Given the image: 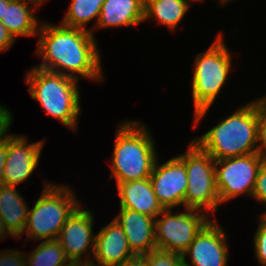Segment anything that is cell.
Listing matches in <instances>:
<instances>
[{
    "label": "cell",
    "mask_w": 266,
    "mask_h": 266,
    "mask_svg": "<svg viewBox=\"0 0 266 266\" xmlns=\"http://www.w3.org/2000/svg\"><path fill=\"white\" fill-rule=\"evenodd\" d=\"M12 112L0 105V141L6 139L9 135L8 130L12 124Z\"/></svg>",
    "instance_id": "28"
},
{
    "label": "cell",
    "mask_w": 266,
    "mask_h": 266,
    "mask_svg": "<svg viewBox=\"0 0 266 266\" xmlns=\"http://www.w3.org/2000/svg\"><path fill=\"white\" fill-rule=\"evenodd\" d=\"M223 2H224V3H228V2L230 3L231 0H221V2H219V3L224 4Z\"/></svg>",
    "instance_id": "37"
},
{
    "label": "cell",
    "mask_w": 266,
    "mask_h": 266,
    "mask_svg": "<svg viewBox=\"0 0 266 266\" xmlns=\"http://www.w3.org/2000/svg\"><path fill=\"white\" fill-rule=\"evenodd\" d=\"M26 84L29 93L46 113L72 130L77 128L80 107L78 80L33 67L27 71Z\"/></svg>",
    "instance_id": "4"
},
{
    "label": "cell",
    "mask_w": 266,
    "mask_h": 266,
    "mask_svg": "<svg viewBox=\"0 0 266 266\" xmlns=\"http://www.w3.org/2000/svg\"><path fill=\"white\" fill-rule=\"evenodd\" d=\"M258 154L266 160V96L256 99Z\"/></svg>",
    "instance_id": "23"
},
{
    "label": "cell",
    "mask_w": 266,
    "mask_h": 266,
    "mask_svg": "<svg viewBox=\"0 0 266 266\" xmlns=\"http://www.w3.org/2000/svg\"><path fill=\"white\" fill-rule=\"evenodd\" d=\"M178 157L184 162L188 177L184 207L215 212L220 204L215 160L193 140L187 152Z\"/></svg>",
    "instance_id": "7"
},
{
    "label": "cell",
    "mask_w": 266,
    "mask_h": 266,
    "mask_svg": "<svg viewBox=\"0 0 266 266\" xmlns=\"http://www.w3.org/2000/svg\"><path fill=\"white\" fill-rule=\"evenodd\" d=\"M193 141L214 160L258 153L256 100Z\"/></svg>",
    "instance_id": "3"
},
{
    "label": "cell",
    "mask_w": 266,
    "mask_h": 266,
    "mask_svg": "<svg viewBox=\"0 0 266 266\" xmlns=\"http://www.w3.org/2000/svg\"><path fill=\"white\" fill-rule=\"evenodd\" d=\"M27 254L21 251L4 250L0 252V266H27Z\"/></svg>",
    "instance_id": "26"
},
{
    "label": "cell",
    "mask_w": 266,
    "mask_h": 266,
    "mask_svg": "<svg viewBox=\"0 0 266 266\" xmlns=\"http://www.w3.org/2000/svg\"><path fill=\"white\" fill-rule=\"evenodd\" d=\"M118 126L110 179L123 183L149 178L157 160V152L148 127L135 120Z\"/></svg>",
    "instance_id": "2"
},
{
    "label": "cell",
    "mask_w": 266,
    "mask_h": 266,
    "mask_svg": "<svg viewBox=\"0 0 266 266\" xmlns=\"http://www.w3.org/2000/svg\"><path fill=\"white\" fill-rule=\"evenodd\" d=\"M134 256L122 227L113 219L96 234L91 265L117 266Z\"/></svg>",
    "instance_id": "14"
},
{
    "label": "cell",
    "mask_w": 266,
    "mask_h": 266,
    "mask_svg": "<svg viewBox=\"0 0 266 266\" xmlns=\"http://www.w3.org/2000/svg\"><path fill=\"white\" fill-rule=\"evenodd\" d=\"M114 219L122 227L129 247L136 256H142L157 249L155 218L127 208H120V213Z\"/></svg>",
    "instance_id": "15"
},
{
    "label": "cell",
    "mask_w": 266,
    "mask_h": 266,
    "mask_svg": "<svg viewBox=\"0 0 266 266\" xmlns=\"http://www.w3.org/2000/svg\"><path fill=\"white\" fill-rule=\"evenodd\" d=\"M82 266H93V265H91V264H83Z\"/></svg>",
    "instance_id": "39"
},
{
    "label": "cell",
    "mask_w": 266,
    "mask_h": 266,
    "mask_svg": "<svg viewBox=\"0 0 266 266\" xmlns=\"http://www.w3.org/2000/svg\"><path fill=\"white\" fill-rule=\"evenodd\" d=\"M261 218L266 222V211L261 214Z\"/></svg>",
    "instance_id": "36"
},
{
    "label": "cell",
    "mask_w": 266,
    "mask_h": 266,
    "mask_svg": "<svg viewBox=\"0 0 266 266\" xmlns=\"http://www.w3.org/2000/svg\"><path fill=\"white\" fill-rule=\"evenodd\" d=\"M69 187L47 184L34 207L29 208L24 231L32 240H55L68 217L81 204Z\"/></svg>",
    "instance_id": "6"
},
{
    "label": "cell",
    "mask_w": 266,
    "mask_h": 266,
    "mask_svg": "<svg viewBox=\"0 0 266 266\" xmlns=\"http://www.w3.org/2000/svg\"><path fill=\"white\" fill-rule=\"evenodd\" d=\"M156 160L149 177L154 193L164 209L184 206L188 177L184 162L176 155L163 164Z\"/></svg>",
    "instance_id": "11"
},
{
    "label": "cell",
    "mask_w": 266,
    "mask_h": 266,
    "mask_svg": "<svg viewBox=\"0 0 266 266\" xmlns=\"http://www.w3.org/2000/svg\"><path fill=\"white\" fill-rule=\"evenodd\" d=\"M222 38V34H218L209 49L198 54L195 59L191 89L194 104V127L215 101L231 70V53Z\"/></svg>",
    "instance_id": "5"
},
{
    "label": "cell",
    "mask_w": 266,
    "mask_h": 266,
    "mask_svg": "<svg viewBox=\"0 0 266 266\" xmlns=\"http://www.w3.org/2000/svg\"><path fill=\"white\" fill-rule=\"evenodd\" d=\"M252 197L266 204V160L258 170L256 185Z\"/></svg>",
    "instance_id": "27"
},
{
    "label": "cell",
    "mask_w": 266,
    "mask_h": 266,
    "mask_svg": "<svg viewBox=\"0 0 266 266\" xmlns=\"http://www.w3.org/2000/svg\"><path fill=\"white\" fill-rule=\"evenodd\" d=\"M120 208H127L153 218L164 208L158 201L149 178L117 183Z\"/></svg>",
    "instance_id": "16"
},
{
    "label": "cell",
    "mask_w": 266,
    "mask_h": 266,
    "mask_svg": "<svg viewBox=\"0 0 266 266\" xmlns=\"http://www.w3.org/2000/svg\"><path fill=\"white\" fill-rule=\"evenodd\" d=\"M26 260L27 266H64L70 262L57 239L42 241Z\"/></svg>",
    "instance_id": "22"
},
{
    "label": "cell",
    "mask_w": 266,
    "mask_h": 266,
    "mask_svg": "<svg viewBox=\"0 0 266 266\" xmlns=\"http://www.w3.org/2000/svg\"><path fill=\"white\" fill-rule=\"evenodd\" d=\"M104 1L105 0H72L61 24L68 27L88 30L93 34L95 29H87L86 25L95 18H97V24Z\"/></svg>",
    "instance_id": "21"
},
{
    "label": "cell",
    "mask_w": 266,
    "mask_h": 266,
    "mask_svg": "<svg viewBox=\"0 0 266 266\" xmlns=\"http://www.w3.org/2000/svg\"><path fill=\"white\" fill-rule=\"evenodd\" d=\"M44 141L28 143L25 136L7 137V160L4 166L5 185L17 186L32 175L39 163Z\"/></svg>",
    "instance_id": "13"
},
{
    "label": "cell",
    "mask_w": 266,
    "mask_h": 266,
    "mask_svg": "<svg viewBox=\"0 0 266 266\" xmlns=\"http://www.w3.org/2000/svg\"><path fill=\"white\" fill-rule=\"evenodd\" d=\"M12 236L9 231L5 228L4 224L2 223L1 219H0V241L4 240L3 238H7L6 236Z\"/></svg>",
    "instance_id": "32"
},
{
    "label": "cell",
    "mask_w": 266,
    "mask_h": 266,
    "mask_svg": "<svg viewBox=\"0 0 266 266\" xmlns=\"http://www.w3.org/2000/svg\"><path fill=\"white\" fill-rule=\"evenodd\" d=\"M31 2L36 3L38 6H40L43 2H45L46 0H29Z\"/></svg>",
    "instance_id": "35"
},
{
    "label": "cell",
    "mask_w": 266,
    "mask_h": 266,
    "mask_svg": "<svg viewBox=\"0 0 266 266\" xmlns=\"http://www.w3.org/2000/svg\"><path fill=\"white\" fill-rule=\"evenodd\" d=\"M80 204L68 217L57 238L70 262L91 264L88 249L94 254L95 237L93 232V214L88 209H81ZM88 253V259L82 260L83 254Z\"/></svg>",
    "instance_id": "10"
},
{
    "label": "cell",
    "mask_w": 266,
    "mask_h": 266,
    "mask_svg": "<svg viewBox=\"0 0 266 266\" xmlns=\"http://www.w3.org/2000/svg\"><path fill=\"white\" fill-rule=\"evenodd\" d=\"M254 236V249L257 261L266 266V222L261 218Z\"/></svg>",
    "instance_id": "25"
},
{
    "label": "cell",
    "mask_w": 266,
    "mask_h": 266,
    "mask_svg": "<svg viewBox=\"0 0 266 266\" xmlns=\"http://www.w3.org/2000/svg\"><path fill=\"white\" fill-rule=\"evenodd\" d=\"M195 0H144V21L150 18L174 30Z\"/></svg>",
    "instance_id": "20"
},
{
    "label": "cell",
    "mask_w": 266,
    "mask_h": 266,
    "mask_svg": "<svg viewBox=\"0 0 266 266\" xmlns=\"http://www.w3.org/2000/svg\"><path fill=\"white\" fill-rule=\"evenodd\" d=\"M11 0H0V20L4 17L5 6H8Z\"/></svg>",
    "instance_id": "33"
},
{
    "label": "cell",
    "mask_w": 266,
    "mask_h": 266,
    "mask_svg": "<svg viewBox=\"0 0 266 266\" xmlns=\"http://www.w3.org/2000/svg\"><path fill=\"white\" fill-rule=\"evenodd\" d=\"M142 256L147 261V266H179L182 262V254L160 249L151 250Z\"/></svg>",
    "instance_id": "24"
},
{
    "label": "cell",
    "mask_w": 266,
    "mask_h": 266,
    "mask_svg": "<svg viewBox=\"0 0 266 266\" xmlns=\"http://www.w3.org/2000/svg\"><path fill=\"white\" fill-rule=\"evenodd\" d=\"M264 161L258 153L215 160L216 187L220 203L242 194L252 197L258 170Z\"/></svg>",
    "instance_id": "9"
},
{
    "label": "cell",
    "mask_w": 266,
    "mask_h": 266,
    "mask_svg": "<svg viewBox=\"0 0 266 266\" xmlns=\"http://www.w3.org/2000/svg\"><path fill=\"white\" fill-rule=\"evenodd\" d=\"M41 24L36 54L40 55L43 61L40 66L35 67L76 80L80 79L78 75L93 81H103L100 53L92 32L61 23Z\"/></svg>",
    "instance_id": "1"
},
{
    "label": "cell",
    "mask_w": 266,
    "mask_h": 266,
    "mask_svg": "<svg viewBox=\"0 0 266 266\" xmlns=\"http://www.w3.org/2000/svg\"><path fill=\"white\" fill-rule=\"evenodd\" d=\"M224 231L211 220L182 253V261L189 266H227L229 246ZM186 255L192 264L187 262Z\"/></svg>",
    "instance_id": "12"
},
{
    "label": "cell",
    "mask_w": 266,
    "mask_h": 266,
    "mask_svg": "<svg viewBox=\"0 0 266 266\" xmlns=\"http://www.w3.org/2000/svg\"><path fill=\"white\" fill-rule=\"evenodd\" d=\"M15 187H0V219L13 238H20L27 223L29 207Z\"/></svg>",
    "instance_id": "18"
},
{
    "label": "cell",
    "mask_w": 266,
    "mask_h": 266,
    "mask_svg": "<svg viewBox=\"0 0 266 266\" xmlns=\"http://www.w3.org/2000/svg\"><path fill=\"white\" fill-rule=\"evenodd\" d=\"M7 160V138L0 141V187L5 185L4 166Z\"/></svg>",
    "instance_id": "30"
},
{
    "label": "cell",
    "mask_w": 266,
    "mask_h": 266,
    "mask_svg": "<svg viewBox=\"0 0 266 266\" xmlns=\"http://www.w3.org/2000/svg\"><path fill=\"white\" fill-rule=\"evenodd\" d=\"M14 42L15 39L0 21V52L9 50Z\"/></svg>",
    "instance_id": "29"
},
{
    "label": "cell",
    "mask_w": 266,
    "mask_h": 266,
    "mask_svg": "<svg viewBox=\"0 0 266 266\" xmlns=\"http://www.w3.org/2000/svg\"><path fill=\"white\" fill-rule=\"evenodd\" d=\"M144 22V0H105L96 25L99 28L133 26Z\"/></svg>",
    "instance_id": "17"
},
{
    "label": "cell",
    "mask_w": 266,
    "mask_h": 266,
    "mask_svg": "<svg viewBox=\"0 0 266 266\" xmlns=\"http://www.w3.org/2000/svg\"><path fill=\"white\" fill-rule=\"evenodd\" d=\"M83 264L77 263V262H69L68 264L64 266H82Z\"/></svg>",
    "instance_id": "34"
},
{
    "label": "cell",
    "mask_w": 266,
    "mask_h": 266,
    "mask_svg": "<svg viewBox=\"0 0 266 266\" xmlns=\"http://www.w3.org/2000/svg\"><path fill=\"white\" fill-rule=\"evenodd\" d=\"M117 266H147V261L143 256H134Z\"/></svg>",
    "instance_id": "31"
},
{
    "label": "cell",
    "mask_w": 266,
    "mask_h": 266,
    "mask_svg": "<svg viewBox=\"0 0 266 266\" xmlns=\"http://www.w3.org/2000/svg\"><path fill=\"white\" fill-rule=\"evenodd\" d=\"M179 266H189L186 263H184L183 261L179 264Z\"/></svg>",
    "instance_id": "38"
},
{
    "label": "cell",
    "mask_w": 266,
    "mask_h": 266,
    "mask_svg": "<svg viewBox=\"0 0 266 266\" xmlns=\"http://www.w3.org/2000/svg\"><path fill=\"white\" fill-rule=\"evenodd\" d=\"M29 3H32L34 9H29ZM36 8L38 5L29 0H11L8 6H5L4 17L0 21L15 40L20 36L37 35L39 22L33 14Z\"/></svg>",
    "instance_id": "19"
},
{
    "label": "cell",
    "mask_w": 266,
    "mask_h": 266,
    "mask_svg": "<svg viewBox=\"0 0 266 266\" xmlns=\"http://www.w3.org/2000/svg\"><path fill=\"white\" fill-rule=\"evenodd\" d=\"M187 212L172 214L170 209L162 211V217L155 218V240L157 249L182 254L212 220L208 213L184 208ZM202 212V213H201Z\"/></svg>",
    "instance_id": "8"
}]
</instances>
